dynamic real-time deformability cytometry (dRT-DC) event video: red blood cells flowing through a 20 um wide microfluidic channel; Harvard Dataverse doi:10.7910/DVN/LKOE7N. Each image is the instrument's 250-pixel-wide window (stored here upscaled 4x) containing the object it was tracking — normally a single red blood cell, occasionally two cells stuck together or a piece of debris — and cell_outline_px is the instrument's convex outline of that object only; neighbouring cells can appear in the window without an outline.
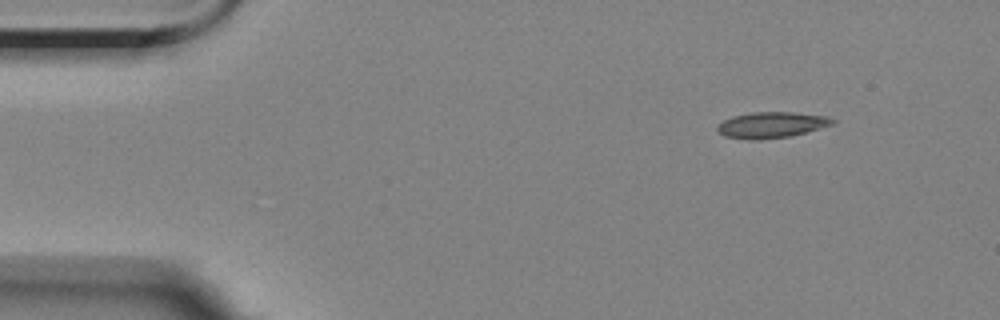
{"species": "Egyptian fruit bat (a non-hibernating species)", "species_latin": "Rousettus aegyptiacus", "temperature_condition": "room temperature", "stored_images_in_passage": 5, "segment_of_instrument_passage": [2, 2], "camera_frame_rate_fps": 3000, "um_per_image_px": 0.085, "animal": {"sex": "female"}, "frame": {"image": 1, "passage_image": 5, "time_ms": 5.667, "image_size_px": [1000, 320], "cell_outline_px": [[836, 124], [792, 136], [760, 140], [748, 140], [724, 136], [716, 128], [716, 124], [732, 116], [752, 112], [792, 112], [828, 116], [836, 120]], "centroid_in_image_um": [65.6, 10.62], "position_along_channel_um": 19.4, "area_um2": 17.74}}